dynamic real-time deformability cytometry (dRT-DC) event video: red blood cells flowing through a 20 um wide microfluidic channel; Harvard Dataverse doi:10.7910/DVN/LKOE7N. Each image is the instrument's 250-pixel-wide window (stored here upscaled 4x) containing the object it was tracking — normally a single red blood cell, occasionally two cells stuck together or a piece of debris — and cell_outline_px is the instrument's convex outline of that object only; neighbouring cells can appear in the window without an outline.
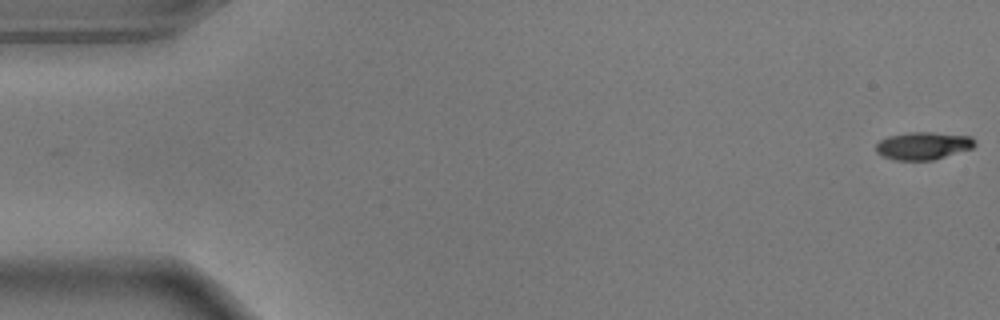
{"species": "common noctule bat (a hibernating species)", "species_latin": "Nyctalus noctula", "temperature_condition": "warm", "stored_images_in_passage": 55, "camera_frame_rate_fps": 3000, "um_per_image_px": 0.085, "animal": {"sex": "male", "body_mass_g": 17.9}, "frame": {"image": 1, "passage_image": 1, "time_ms": 0.0, "image_size_px": [1000, 320], "cell_outline_px": [[976, 144], [972, 148], [932, 160], [896, 160], [884, 156], [876, 152], [876, 144], [880, 140], [888, 136], [912, 132], [932, 132], [972, 136], [976, 140]], "centroid_in_image_um": [78.49, 12.38], "position_along_channel_um": 6.5, "area_um2": 15.84}}
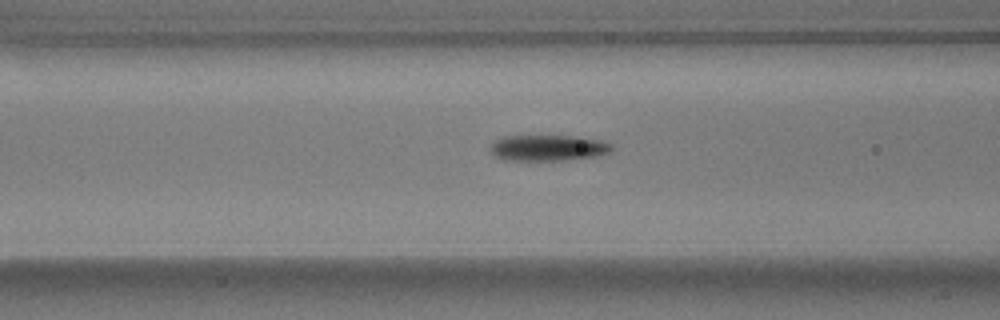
{"frame": {"image": 2, "passage_image": 22, "time_ms": 7.0, "image_size_px": [1000, 320], "cell_outline_px": [[612, 148], [608, 152], [592, 156], [560, 160], [508, 160], [496, 156], [488, 148], [496, 140], [504, 136], [580, 136], [600, 140], [612, 144]], "centroid_in_image_um": [46.56, 12.55], "position_along_channel_um": 120.0, "area_um2": 18.03}}
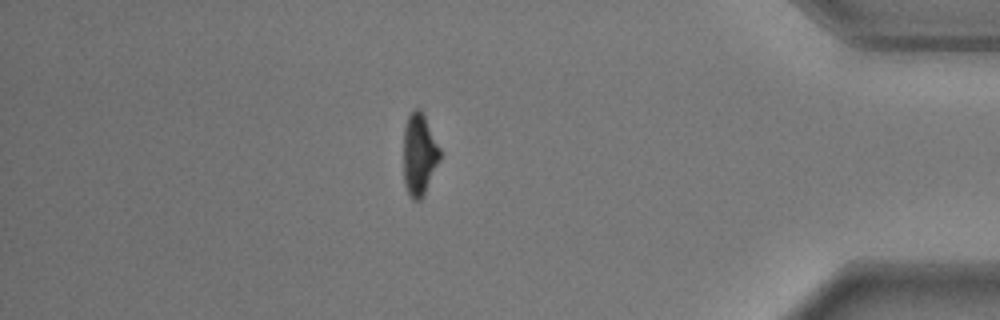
{"frame": {"image": 3, "passage_image": 48, "time_ms": 15.667, "image_size_px": [1000, 320], "cell_outline_px": [[440, 160], [424, 196], [420, 200], [412, 200], [404, 184], [404, 128], [408, 116], [416, 108], [420, 108], [440, 148]], "centroid_in_image_um": [35.64, 13.17], "position_along_channel_um": 399.6, "area_um2": 17.34}, "authors_computed_cell_mechanics": {"area_um2": 17.8024, "velocity_mm_per_s": 3.6739, "shape_relaxation_time_tau1_ms": 2.3902, "shape_relaxation_time_tau2_ms": 2.5497, "deformation_change_tau1": 0.152, "deformation_change_tau2": 0.092}}